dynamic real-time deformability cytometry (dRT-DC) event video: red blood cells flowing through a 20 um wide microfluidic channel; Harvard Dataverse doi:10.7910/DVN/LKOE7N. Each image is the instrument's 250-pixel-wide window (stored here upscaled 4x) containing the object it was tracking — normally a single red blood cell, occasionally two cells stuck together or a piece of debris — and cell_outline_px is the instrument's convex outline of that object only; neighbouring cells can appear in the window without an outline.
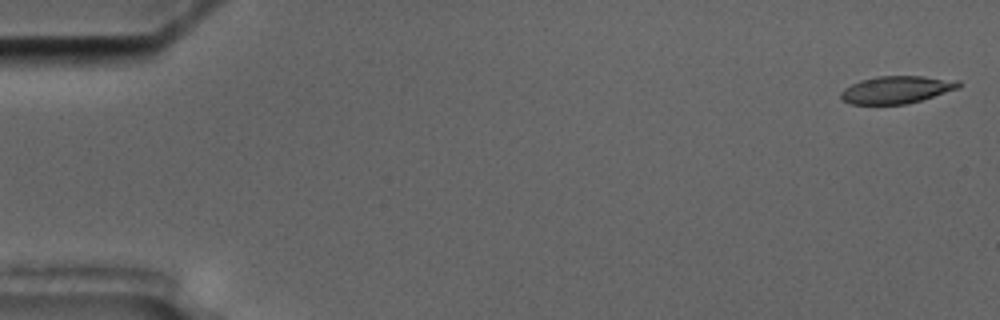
{"species": "common noctule bat (a hibernating species)", "species_latin": "Nyctalus noctula", "temperature_condition": "cold", "stored_images_in_passage": 8, "camera_frame_rate_fps": 3000, "um_per_image_px": 0.085, "animal": {"sex": "male", "body_mass_g": 17.5, "forearm_length_mm": 52.3}, "frame": {"image": 1, "passage_image": 1, "time_ms": 0.0, "image_size_px": [1000, 320], "cell_outline_px": [[960, 88], [920, 100], [904, 104], [852, 104], [844, 100], [840, 96], [840, 92], [844, 88], [860, 80], [876, 76], [924, 76], [960, 80]], "centroid_in_image_um": [76.22, 7.61], "position_along_channel_um": 8.8, "area_um2": 18.79}}
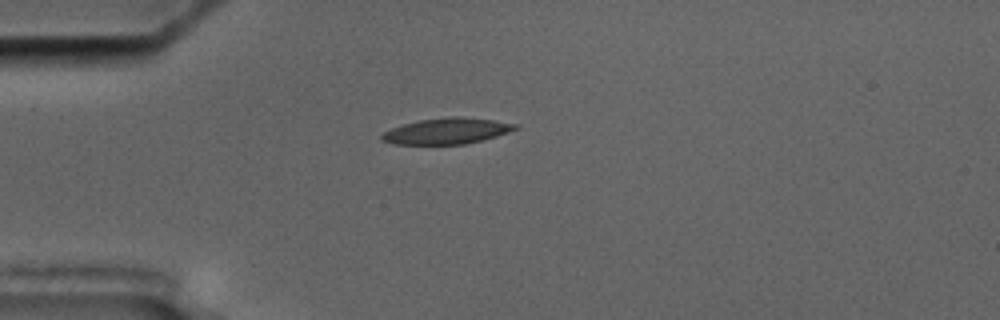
{"frame": {"image": 2, "passage_image": 5, "time_ms": 4.667, "image_size_px": [1000, 320], "cell_outline_px": [[520, 128], [484, 140], [464, 144], [396, 144], [380, 140], [380, 136], [384, 132], [392, 128], [404, 124], [420, 120], [452, 116], [460, 116], [492, 120], [520, 124]], "centroid_in_image_um": [38.02, 11.13], "position_along_channel_um": 47.0, "area_um2": 20.17}}